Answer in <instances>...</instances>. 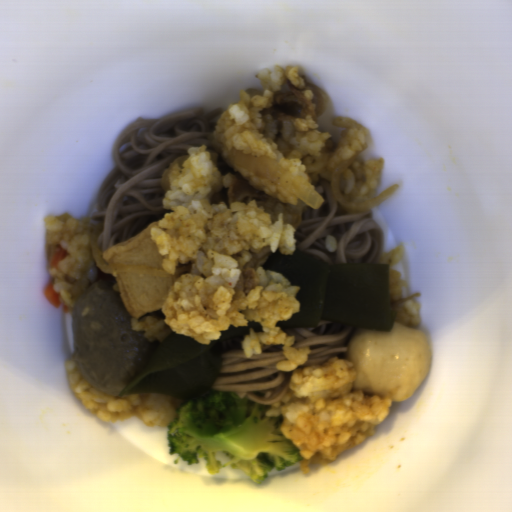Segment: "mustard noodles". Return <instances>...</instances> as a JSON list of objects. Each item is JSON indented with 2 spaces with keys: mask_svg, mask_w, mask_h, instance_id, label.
<instances>
[{
  "mask_svg": "<svg viewBox=\"0 0 512 512\" xmlns=\"http://www.w3.org/2000/svg\"><path fill=\"white\" fill-rule=\"evenodd\" d=\"M322 197L319 209L307 204L298 228L294 231L295 248L318 256L325 263L346 265L380 261L385 252V237L380 225L367 211H352L340 205L334 196L331 181L319 178L314 185ZM337 238L335 251H327V235Z\"/></svg>",
  "mask_w": 512,
  "mask_h": 512,
  "instance_id": "2",
  "label": "mustard noodles"
},
{
  "mask_svg": "<svg viewBox=\"0 0 512 512\" xmlns=\"http://www.w3.org/2000/svg\"><path fill=\"white\" fill-rule=\"evenodd\" d=\"M358 327L321 321L315 327L280 329L285 336H294L291 347L310 350L307 360L298 368V371L321 366L332 357L345 354L348 349V339Z\"/></svg>",
  "mask_w": 512,
  "mask_h": 512,
  "instance_id": "4",
  "label": "mustard noodles"
},
{
  "mask_svg": "<svg viewBox=\"0 0 512 512\" xmlns=\"http://www.w3.org/2000/svg\"><path fill=\"white\" fill-rule=\"evenodd\" d=\"M215 168L222 174V176H225L226 174H233L235 173L230 166L217 154V164Z\"/></svg>",
  "mask_w": 512,
  "mask_h": 512,
  "instance_id": "5",
  "label": "mustard noodles"
},
{
  "mask_svg": "<svg viewBox=\"0 0 512 512\" xmlns=\"http://www.w3.org/2000/svg\"><path fill=\"white\" fill-rule=\"evenodd\" d=\"M224 112L201 108L158 119L137 117L123 128L112 149L115 165L101 182L87 218L100 225L95 245L101 253L173 212L163 205L167 168L189 156L191 147L215 151L209 136Z\"/></svg>",
  "mask_w": 512,
  "mask_h": 512,
  "instance_id": "1",
  "label": "mustard noodles"
},
{
  "mask_svg": "<svg viewBox=\"0 0 512 512\" xmlns=\"http://www.w3.org/2000/svg\"><path fill=\"white\" fill-rule=\"evenodd\" d=\"M287 360L283 345L264 344L261 354L246 357L243 351L223 353L213 382L212 391L233 392L262 405H272L284 397L292 371L276 368Z\"/></svg>",
  "mask_w": 512,
  "mask_h": 512,
  "instance_id": "3",
  "label": "mustard noodles"
},
{
  "mask_svg": "<svg viewBox=\"0 0 512 512\" xmlns=\"http://www.w3.org/2000/svg\"><path fill=\"white\" fill-rule=\"evenodd\" d=\"M418 296H421V293H417V294H414V295H411V296H405V297H401V299L397 302H394V305H395V309L401 305L404 301H408V300H411L412 298H415V297H418Z\"/></svg>",
  "mask_w": 512,
  "mask_h": 512,
  "instance_id": "6",
  "label": "mustard noodles"
}]
</instances>
